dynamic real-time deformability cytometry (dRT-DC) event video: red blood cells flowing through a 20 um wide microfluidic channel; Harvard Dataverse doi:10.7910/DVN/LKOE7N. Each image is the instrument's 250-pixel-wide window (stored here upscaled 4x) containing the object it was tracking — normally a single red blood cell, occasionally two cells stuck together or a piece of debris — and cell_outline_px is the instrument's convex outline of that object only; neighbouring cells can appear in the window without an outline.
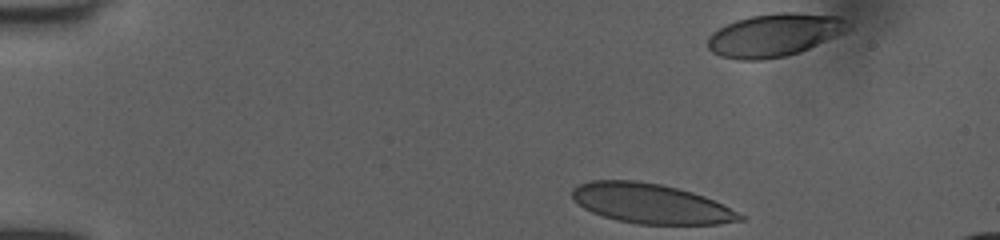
{"species": "human", "species_latin": "Homo sapiens", "temperature_condition": "room temperature", "stored_images_in_passage": 36, "camera_frame_rate_fps": 3000, "um_per_image_px": 0.085, "donor": {"sex": "female"}, "frame": {"image": 1, "passage_image": 2, "time_ms": 0.333, "image_size_px": [1000, 240], "cell_outline_px": [[744, 220], [720, 224], [640, 224], [616, 220], [592, 212], [584, 208], [572, 196], [572, 188], [580, 184], [592, 180], [636, 180], [660, 184], [692, 192], [704, 196], [744, 216]], "centroid_in_image_um": [55.3, 17.3], "position_along_channel_um": 29.7, "area_um2": 38.44}}
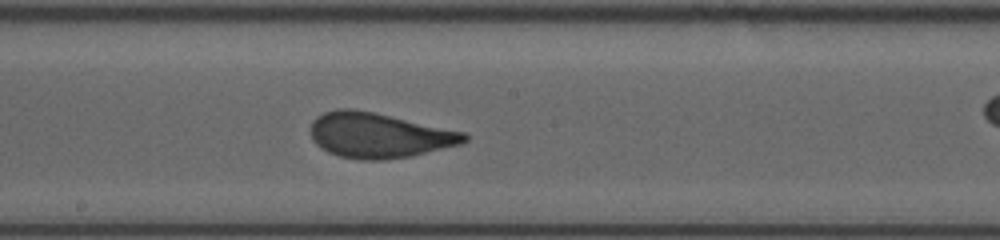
{"frame": {"image": 2, "passage_image": 22, "time_ms": 7.0, "image_size_px": [1000, 240], "cell_outline_px": [[468, 140], [460, 144], [412, 156], [384, 160], [360, 160], [340, 156], [328, 152], [320, 148], [312, 140], [312, 120], [316, 116], [324, 112], [340, 108], [348, 108], [372, 112], [464, 132], [468, 136]], "centroid_in_image_um": [32.18, 11.51], "position_along_channel_um": 216.0, "area_um2": 40.11}}
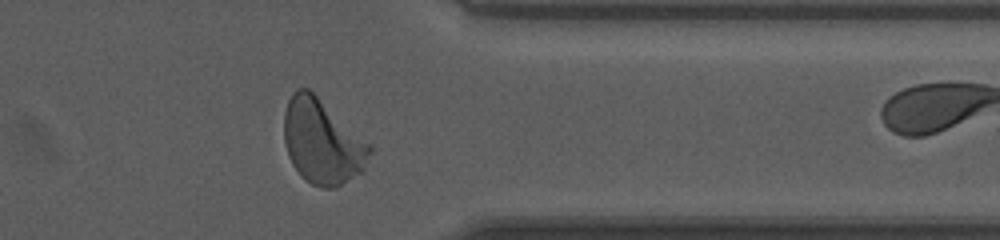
{"frame": {"image": 3, "passage_image": 35, "time_ms": 11.333, "image_size_px": [1000, 240], "cell_outline_px": [[372, 152], [364, 168], [360, 172], [336, 188], [320, 188], [304, 180], [300, 176], [292, 164], [288, 156], [284, 140], [284, 112], [288, 100], [292, 92], [296, 88], [308, 88], [372, 144]], "centroid_in_image_um": [27.39, 12.05], "position_along_channel_um": 384.0, "area_um2": 42.54}}